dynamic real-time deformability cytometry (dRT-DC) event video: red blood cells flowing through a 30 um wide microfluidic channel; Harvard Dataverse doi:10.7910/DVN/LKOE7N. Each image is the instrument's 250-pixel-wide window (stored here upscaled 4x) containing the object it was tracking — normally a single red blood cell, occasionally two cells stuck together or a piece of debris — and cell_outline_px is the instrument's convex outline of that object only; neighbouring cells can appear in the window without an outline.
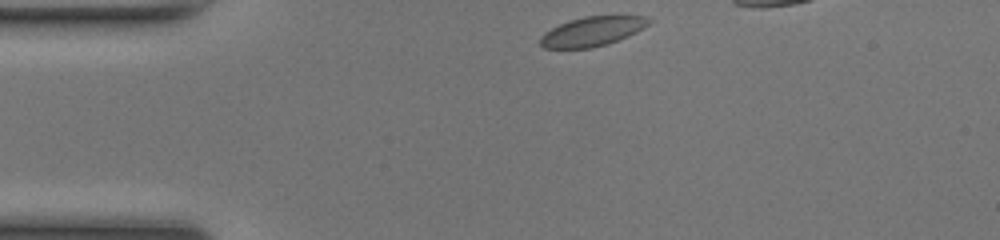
{"species": "common noctule bat (a hibernating species)", "species_latin": "Nyctalus noctula", "temperature_condition": "room temperature", "stored_images_in_passage": 34, "camera_frame_rate_fps": 3000, "um_per_image_px": 0.085, "animal": {"sex": "female", "body_mass_g": 17.0, "forearm_length_mm": 48.0}, "frame": {"image": 1, "passage_image": 1, "time_ms": 0.0, "image_size_px": [1000, 240], "cell_outline_px": [[652, 20], [648, 24], [636, 32], [628, 36], [608, 44], [592, 48], [544, 48], [540, 44], [540, 36], [544, 32], [568, 20], [584, 16], [648, 16]], "centroid_in_image_um": [50.33, 2.67], "position_along_channel_um": 34.7, "area_um2": 18.61}}
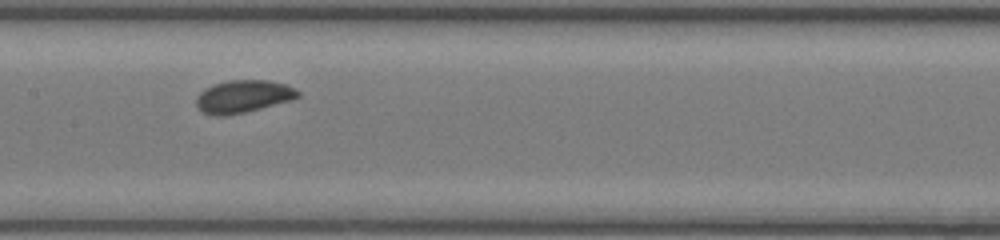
{"frame": {"image": 2, "passage_image": 15, "time_ms": 4.667, "image_size_px": [1000, 240], "cell_outline_px": [[300, 96], [292, 100], [244, 112], [224, 116], [212, 116], [200, 112], [196, 104], [196, 96], [200, 92], [212, 84], [228, 80], [268, 80], [284, 84], [300, 92]], "centroid_in_image_um": [20.62, 8.2], "position_along_channel_um": 186.8, "area_um2": 19.36}}
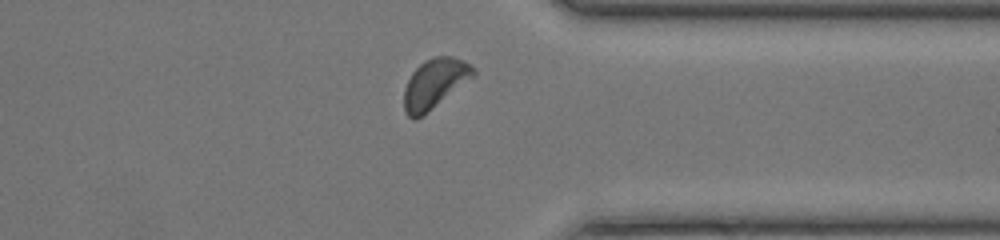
{"frame": {"image": 3, "passage_image": 29, "time_ms": 9.333, "image_size_px": [1000, 240], "cell_outline_px": [[476, 76], [416, 120], [412, 120], [404, 112], [404, 88], [412, 72], [424, 60], [436, 56], [452, 56], [464, 60], [476, 68]], "centroid_in_image_um": [36.97, 7.09], "position_along_channel_um": 374.4, "area_um2": 20.23}, "authors_computed_cell_mechanics": {"area_um2": 18.785, "velocity_mm_per_s": 4.1327, "shape_relaxation_time_tau1_ms": 1.3216, "shape_relaxation_time_tau2_ms": 8.7015, "deformation_change_tau1": 0.0555, "deformation_change_tau2": 0.0789}}